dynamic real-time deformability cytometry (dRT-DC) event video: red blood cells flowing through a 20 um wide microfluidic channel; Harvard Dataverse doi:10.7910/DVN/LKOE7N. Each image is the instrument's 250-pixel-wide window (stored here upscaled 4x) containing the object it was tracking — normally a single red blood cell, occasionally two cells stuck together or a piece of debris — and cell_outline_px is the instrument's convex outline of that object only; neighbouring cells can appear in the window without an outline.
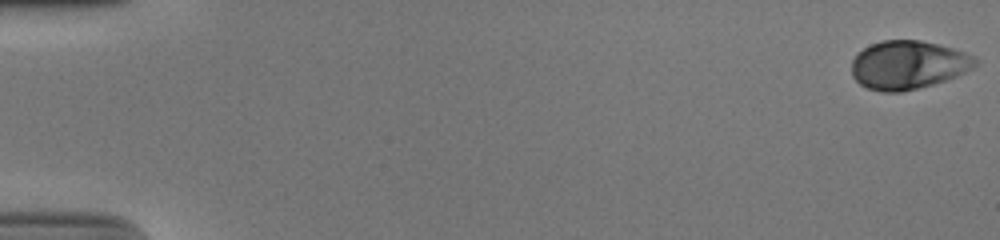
{"species": "human", "species_latin": "Homo sapiens", "temperature_condition": "cold", "stored_images_in_passage": 54, "camera_frame_rate_fps": 3000, "um_per_image_px": 0.085, "donor": {"sex": "male"}, "frame": {"image": 1, "passage_image": 1, "time_ms": 0.0, "image_size_px": [1000, 240], "cell_outline_px": [[976, 64], [972, 68], [956, 76], [932, 84], [900, 92], [880, 92], [868, 88], [860, 84], [852, 76], [852, 60], [864, 48], [872, 44], [884, 40], [920, 40], [952, 48], [976, 56]], "centroid_in_image_um": [77.18, 5.52], "position_along_channel_um": 7.8, "area_um2": 34.56}}
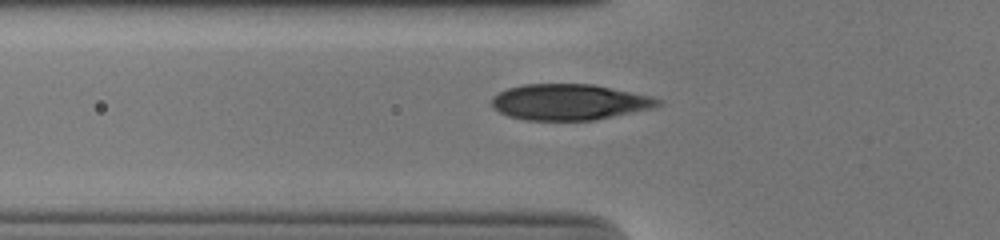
{"frame": {"image": 2, "passage_image": 20, "time_ms": 6.333, "image_size_px": [1000, 240], "cell_outline_px": [[664, 100], [660, 104], [652, 108], [596, 120], [524, 120], [508, 116], [492, 108], [492, 96], [508, 88], [524, 84], [592, 84], [652, 96]], "centroid_in_image_um": [48.39, 8.68], "position_along_channel_um": 77.4, "area_um2": 34.85}}
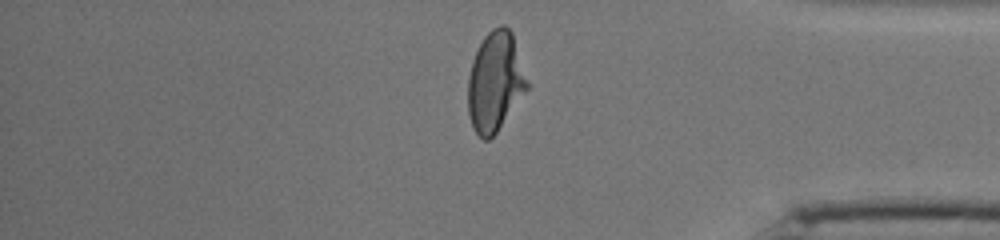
{"frame": {"image": 3, "passage_image": 46, "time_ms": 15.0, "image_size_px": [1000, 240], "cell_outline_px": [[528, 88], [496, 132], [488, 140], [484, 140], [472, 128], [468, 116], [468, 76], [472, 60], [484, 36], [492, 28], [500, 24], [504, 24], [512, 32], [528, 84]], "centroid_in_image_um": [42.06, 6.93], "position_along_channel_um": 393.1, "area_um2": 33.99}, "authors_computed_cell_mechanics": {"area_um2": 34.68, "velocity_mm_per_s": 3.8652, "shape_relaxation_time_tau1_ms": 3.9844, "shape_relaxation_time_tau2_ms": null, "deformation_change_tau1": 0.1944, "deformation_change_tau2": null}}